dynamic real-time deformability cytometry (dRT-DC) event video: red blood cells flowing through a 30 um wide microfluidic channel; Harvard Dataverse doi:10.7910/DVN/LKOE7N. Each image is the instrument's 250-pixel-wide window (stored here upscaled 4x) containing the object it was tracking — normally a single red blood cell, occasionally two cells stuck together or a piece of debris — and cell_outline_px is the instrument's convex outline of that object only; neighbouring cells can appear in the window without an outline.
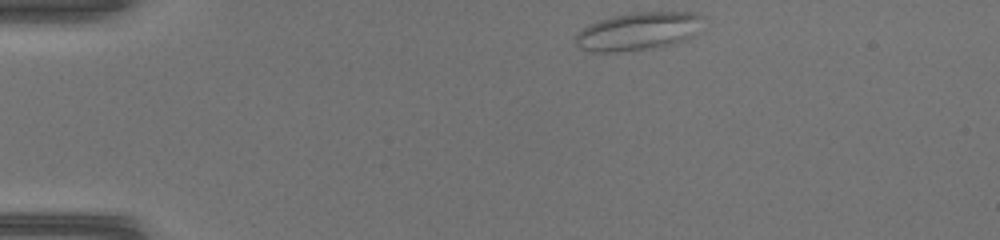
{"species": "common noctule bat (a hibernating species)", "species_latin": "Nyctalus noctula", "temperature_condition": "warm", "stored_images_in_passage": 38, "camera_frame_rate_fps": 3000, "um_per_image_px": 0.085, "animal": {"sex": "female", "body_mass_g": 17.0, "forearm_length_mm": 48.0}, "frame": {"image": 1, "passage_image": 1, "time_ms": 0.0, "image_size_px": [1000, 240], "cell_outline_px": [[700, 16], [684, 36], [680, 40], [672, 44], [608, 52], [600, 52], [584, 48], [576, 44], [576, 36], [584, 28], [592, 24], [616, 16], [640, 12], [692, 12]], "centroid_in_image_um": [54.09, 2.64], "position_along_channel_um": 30.9, "area_um2": 25.61}}
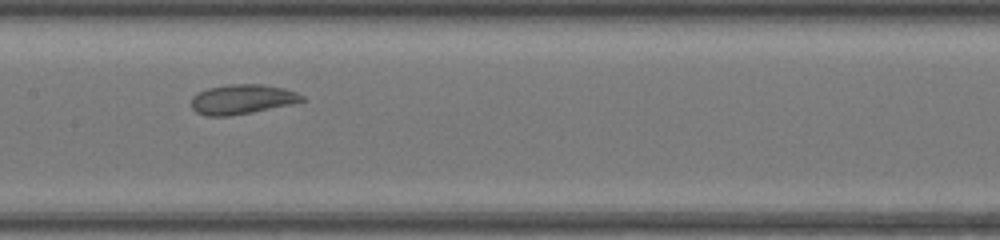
{"frame": {"image": 2, "passage_image": 16, "time_ms": 5.0, "image_size_px": [1000, 240], "cell_outline_px": [[304, 100], [288, 104], [252, 112], [228, 116], [208, 116], [196, 112], [192, 108], [192, 96], [208, 88], [232, 84], [260, 84], [284, 88], [296, 92], [304, 96]], "centroid_in_image_um": [20.55, 8.43], "position_along_channel_um": 186.8, "area_um2": 18.79}}
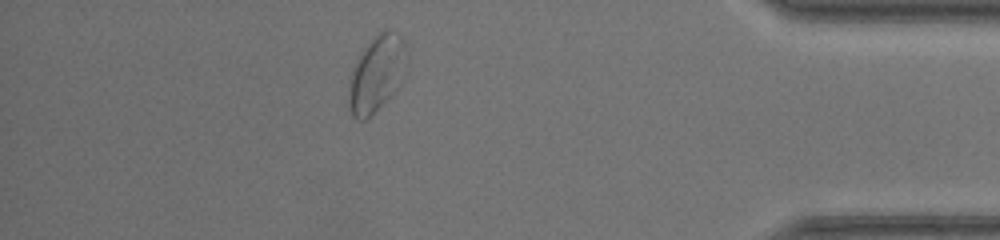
{"frame": {"image": 3, "passage_image": 33, "time_ms": 10.667, "image_size_px": [1000, 240], "cell_outline_px": [[404, 40], [388, 96], [364, 120], [356, 120], [352, 116], [348, 108], [348, 92], [352, 68], [360, 52], [384, 28], [400, 36]], "centroid_in_image_um": [31.76, 6.29], "position_along_channel_um": 403.4, "area_um2": 22.66}}